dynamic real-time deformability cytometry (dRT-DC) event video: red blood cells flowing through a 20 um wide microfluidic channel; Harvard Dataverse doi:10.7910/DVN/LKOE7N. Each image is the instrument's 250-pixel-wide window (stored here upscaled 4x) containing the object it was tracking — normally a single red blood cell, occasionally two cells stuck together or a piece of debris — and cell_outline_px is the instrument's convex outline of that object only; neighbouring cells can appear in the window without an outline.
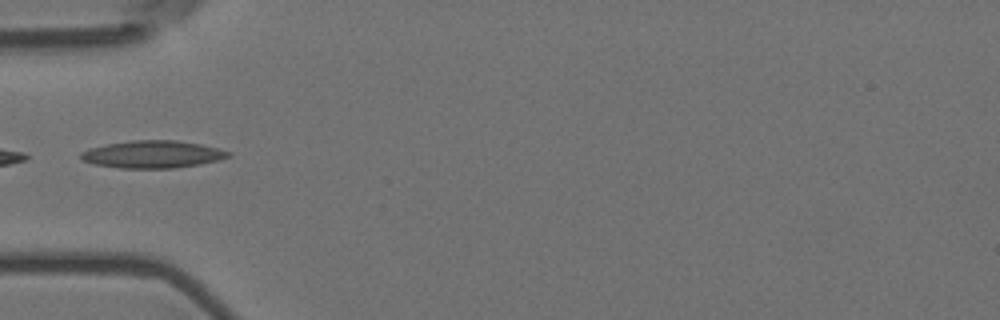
{"species": "Egyptian fruit bat (a non-hibernating species)", "species_latin": "Rousettus aegyptiacus", "temperature_condition": "room temperature", "stored_images_in_passage": 5, "camera_frame_rate_fps": 3000, "um_per_image_px": 0.085, "animal": {"sex": "female"}, "frame": {"image": 1, "passage_image": 5, "time_ms": 1.333, "image_size_px": [1000, 320], "cell_outline_px": [[232, 156], [220, 160], [200, 164], [176, 168], [120, 168], [92, 164], [80, 160], [80, 152], [88, 148], [108, 144], [132, 140], [176, 140], [200, 144], [232, 152]], "centroid_in_image_um": [12.96, 13.12], "position_along_channel_um": 72.0, "area_um2": 23.76}}